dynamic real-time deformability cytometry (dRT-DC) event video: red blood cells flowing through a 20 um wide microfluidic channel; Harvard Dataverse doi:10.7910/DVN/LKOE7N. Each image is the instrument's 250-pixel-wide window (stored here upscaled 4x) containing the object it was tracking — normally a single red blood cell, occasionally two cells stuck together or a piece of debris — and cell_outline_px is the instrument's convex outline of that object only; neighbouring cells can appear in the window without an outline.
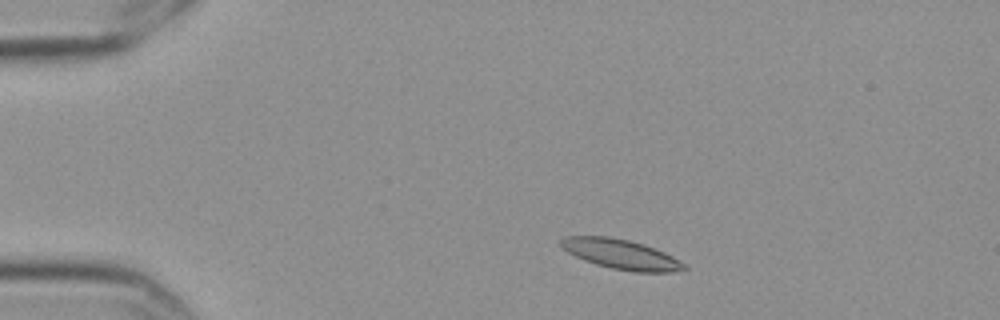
{"species": "Egyptian fruit bat (a non-hibernating species)", "species_latin": "Rousettus aegyptiacus", "temperature_condition": "cold", "stored_images_in_passage": 6, "camera_frame_rate_fps": 3000, "um_per_image_px": 0.085, "frame": {"image": 1, "passage_image": 2, "time_ms": 0.333, "image_size_px": [1000, 320], "cell_outline_px": [[688, 268], [672, 272], [636, 272], [612, 268], [596, 264], [584, 260], [568, 252], [560, 244], [560, 240], [564, 236], [608, 236], [628, 240], [644, 244], [664, 252], [672, 256], [684, 264]], "centroid_in_image_um": [52.78, 21.6], "position_along_channel_um": 32.2, "area_um2": 21.15}}
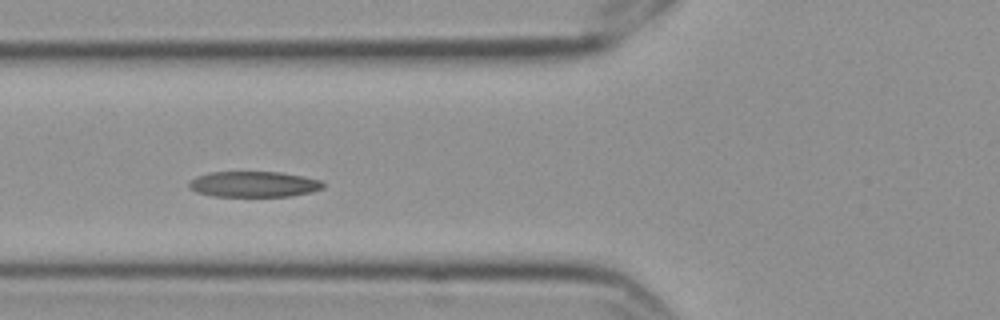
{"frame": {"image": 2, "passage_image": 5, "time_ms": 1.333, "image_size_px": [1000, 320], "cell_outline_px": [[324, 188], [312, 192], [292, 196], [212, 196], [196, 192], [188, 188], [188, 184], [196, 176], [208, 172], [280, 172], [304, 176], [320, 180], [324, 184]], "centroid_in_image_um": [21.57, 15.66], "position_along_channel_um": 104.2, "area_um2": 20.23}}
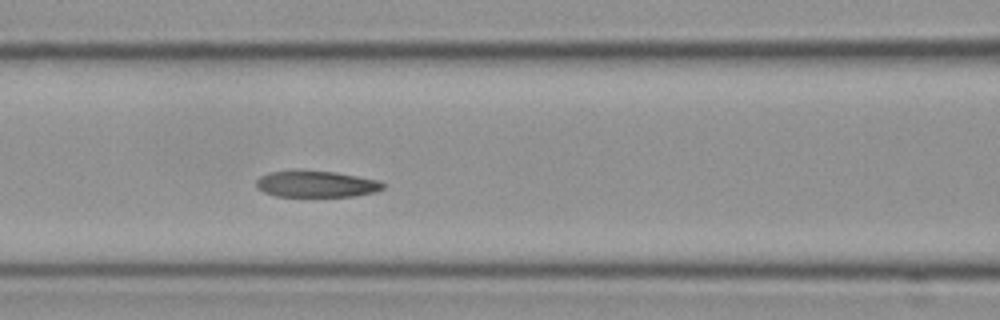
{"frame": {"image": 3, "passage_image": 6, "time_ms": 1.667, "image_size_px": [1000, 320], "cell_outline_px": [[384, 188], [376, 192], [352, 196], [276, 196], [264, 192], [256, 188], [256, 180], [260, 176], [268, 172], [300, 168], [336, 172], [380, 180], [384, 184]], "centroid_in_image_um": [26.84, 15.61], "position_along_channel_um": 139.8, "area_um2": 20.11}}